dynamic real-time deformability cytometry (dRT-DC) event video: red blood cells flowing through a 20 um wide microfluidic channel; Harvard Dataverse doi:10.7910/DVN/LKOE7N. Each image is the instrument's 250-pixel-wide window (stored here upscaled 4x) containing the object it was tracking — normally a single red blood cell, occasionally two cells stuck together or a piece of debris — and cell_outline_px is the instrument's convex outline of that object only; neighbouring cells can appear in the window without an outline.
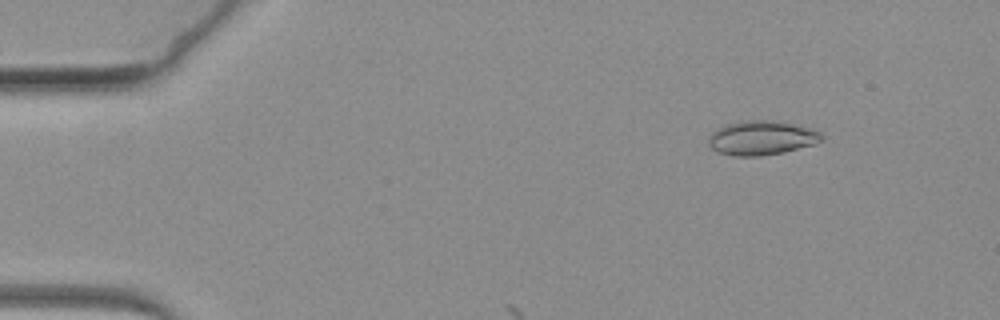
{"species": "common noctule bat (a hibernating species)", "species_latin": "Nyctalus noctula", "temperature_condition": "warm", "stored_images_in_passage": 13, "camera_frame_rate_fps": 3000, "um_per_image_px": 0.085, "animal": {"sex": "female", "body_mass_g": 19.3, "forearm_length_mm": 54.1}, "frame": {"image": 1, "passage_image": 8, "time_ms": 2.333, "image_size_px": [1000, 320], "cell_outline_px": [[824, 136], [816, 144], [784, 152], [760, 156], [732, 156], [720, 152], [712, 148], [708, 144], [708, 136], [716, 128], [724, 124], [740, 120], [772, 120], [808, 128], [820, 132]], "centroid_in_image_um": [64.68, 11.72], "position_along_channel_um": 20.3, "area_um2": 22.66}}